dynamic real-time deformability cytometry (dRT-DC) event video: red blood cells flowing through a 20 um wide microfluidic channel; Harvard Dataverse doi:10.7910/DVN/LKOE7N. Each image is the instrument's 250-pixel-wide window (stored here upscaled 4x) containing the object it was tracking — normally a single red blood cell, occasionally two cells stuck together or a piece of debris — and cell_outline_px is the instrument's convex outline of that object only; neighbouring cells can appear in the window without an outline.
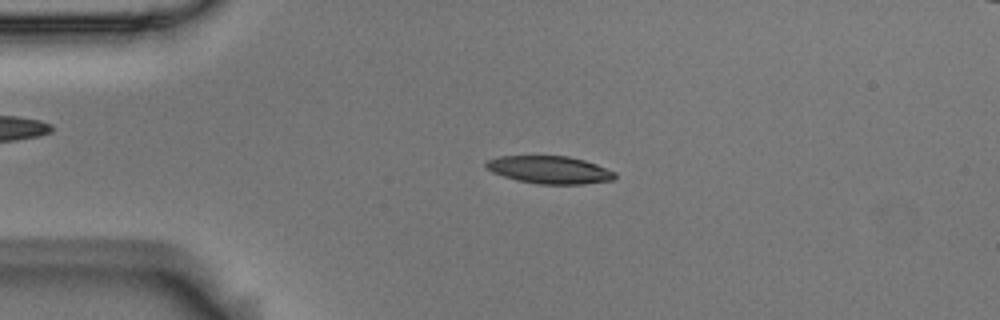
{"species": "Egyptian fruit bat (a non-hibernating species)", "species_latin": "Rousettus aegyptiacus", "temperature_condition": "room temperature", "stored_images_in_passage": 54, "camera_frame_rate_fps": 3000, "um_per_image_px": 0.085, "animal": {"sex": "male"}, "frame": {"image": 1, "passage_image": 11, "time_ms": 3.333, "image_size_px": [1000, 320], "cell_outline_px": [[616, 176], [612, 180], [584, 184], [536, 184], [516, 180], [492, 172], [484, 164], [488, 160], [500, 156], [568, 156], [584, 160], [596, 164], [616, 172]], "centroid_in_image_um": [46.73, 14.44], "position_along_channel_um": 38.3, "area_um2": 20.69}}
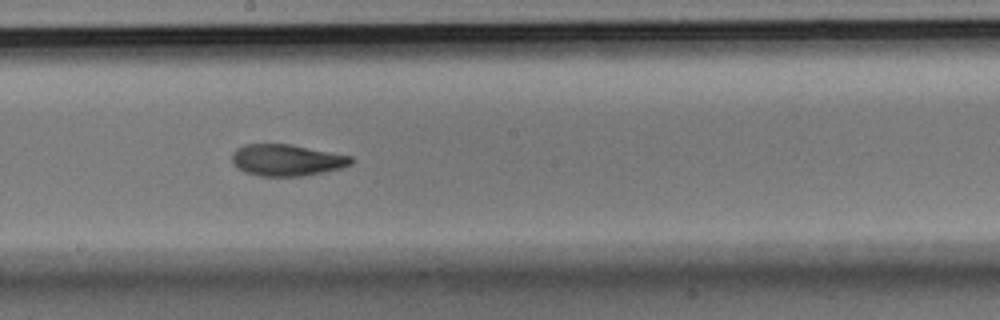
{"frame": {"image": 2, "passage_image": 29, "time_ms": 9.333, "image_size_px": [1000, 320], "cell_outline_px": [[352, 164], [340, 168], [304, 176], [260, 176], [244, 172], [232, 160], [232, 152], [236, 148], [244, 144], [288, 144], [352, 156]], "centroid_in_image_um": [24.36, 13.61], "position_along_channel_um": 223.8, "area_um2": 21.68}}
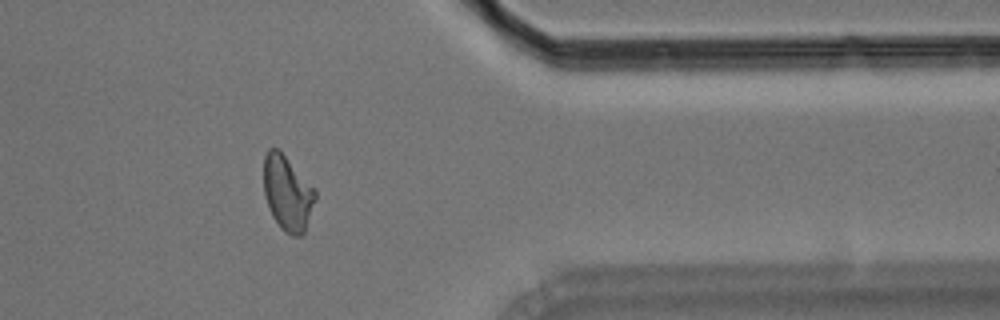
{"frame": {"image": 3, "passage_image": 44, "time_ms": 14.333, "image_size_px": [1000, 320], "cell_outline_px": [[316, 196], [304, 232], [300, 236], [292, 236], [284, 232], [280, 228], [272, 216], [264, 196], [264, 156], [268, 148], [280, 148], [316, 188]], "centroid_in_image_um": [24.43, 16.37], "position_along_channel_um": 387.0, "area_um2": 22.95}, "authors_computed_cell_mechanics": {"area_um2": 21.9062, "velocity_mm_per_s": 3.584, "shape_relaxation_time_tau1_ms": 6.9103, "shape_relaxation_time_tau2_ms": 3.3607, "deformation_change_tau1": 0.1921, "deformation_change_tau2": 0.0995}}